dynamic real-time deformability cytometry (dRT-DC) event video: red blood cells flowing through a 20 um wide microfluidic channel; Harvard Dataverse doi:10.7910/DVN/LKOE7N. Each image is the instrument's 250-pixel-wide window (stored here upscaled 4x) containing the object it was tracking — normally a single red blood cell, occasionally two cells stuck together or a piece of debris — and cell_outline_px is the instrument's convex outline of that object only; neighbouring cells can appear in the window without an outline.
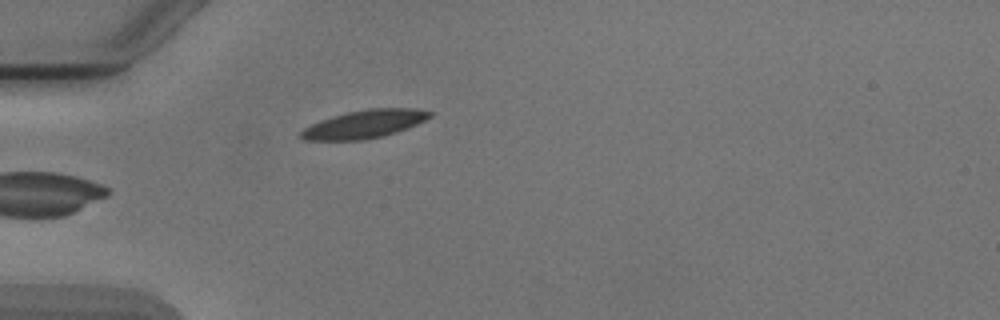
{"species": "Egyptian fruit bat (a non-hibernating species)", "species_latin": "Rousettus aegyptiacus", "temperature_condition": "cold", "stored_images_in_passage": 5, "camera_frame_rate_fps": 3000, "um_per_image_px": 0.085, "animal": {"sex": "male"}, "frame": {"image": 1, "passage_image": 5, "time_ms": 4.667, "image_size_px": [1000, 320], "cell_outline_px": [[432, 116], [416, 124], [396, 132], [364, 140], [304, 140], [300, 136], [300, 132], [304, 128], [320, 120], [332, 116], [348, 112], [368, 108], [416, 108], [432, 112]], "centroid_in_image_um": [30.96, 10.54], "position_along_channel_um": 54.0, "area_um2": 20.92}}